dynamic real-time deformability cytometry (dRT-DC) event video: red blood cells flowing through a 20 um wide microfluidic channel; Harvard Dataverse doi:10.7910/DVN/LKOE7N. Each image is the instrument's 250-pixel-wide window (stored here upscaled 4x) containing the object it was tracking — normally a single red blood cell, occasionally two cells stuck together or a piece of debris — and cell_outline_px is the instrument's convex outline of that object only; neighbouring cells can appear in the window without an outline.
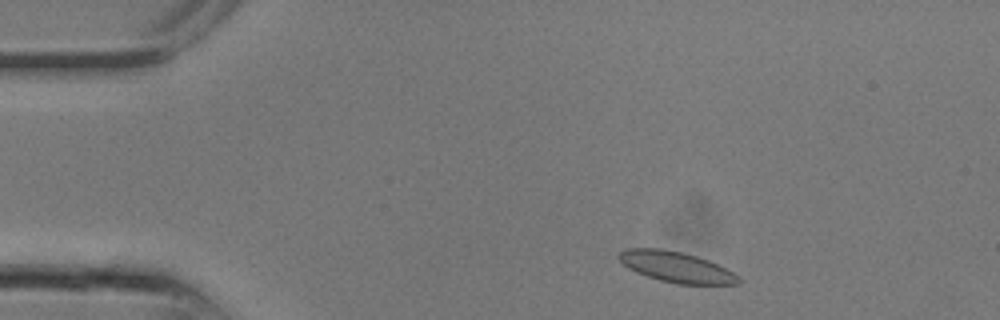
{"species": "common noctule bat (a hibernating species)", "species_latin": "Nyctalus noctula", "temperature_condition": "room temperature", "stored_images_in_passage": 11, "camera_frame_rate_fps": 3000, "um_per_image_px": 0.085, "animal": {"sex": "male", "body_mass_g": 13.3}, "frame": {"image": 1, "passage_image": 1, "time_ms": 0.0, "image_size_px": [1000, 320], "cell_outline_px": [[740, 284], [676, 284], [660, 280], [636, 272], [628, 268], [616, 256], [624, 248], [660, 248], [680, 252], [696, 256], [708, 260], [732, 272], [740, 280]], "centroid_in_image_um": [57.43, 22.69], "position_along_channel_um": 27.6, "area_um2": 21.1}}
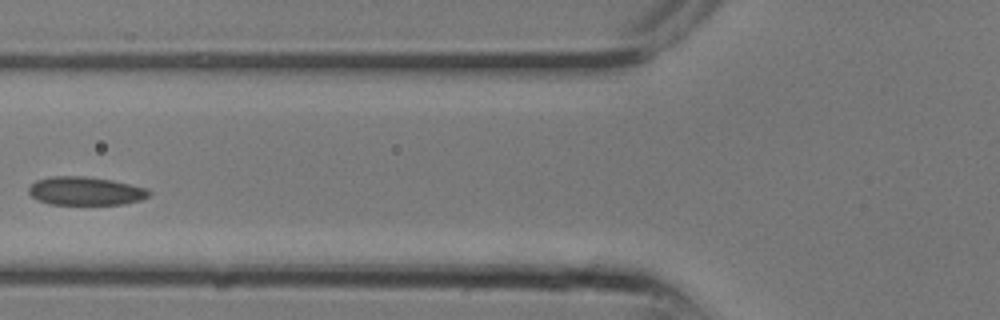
{"frame": {"image": 2, "passage_image": 7, "time_ms": 2.0, "image_size_px": [1000, 320], "cell_outline_px": [[152, 192], [148, 196], [140, 200], [124, 204], [48, 204], [36, 200], [28, 192], [28, 188], [36, 180], [52, 176], [84, 176], [112, 180], [148, 188]], "centroid_in_image_um": [7.26, 16.23], "position_along_channel_um": 118.5, "area_um2": 20.0}}
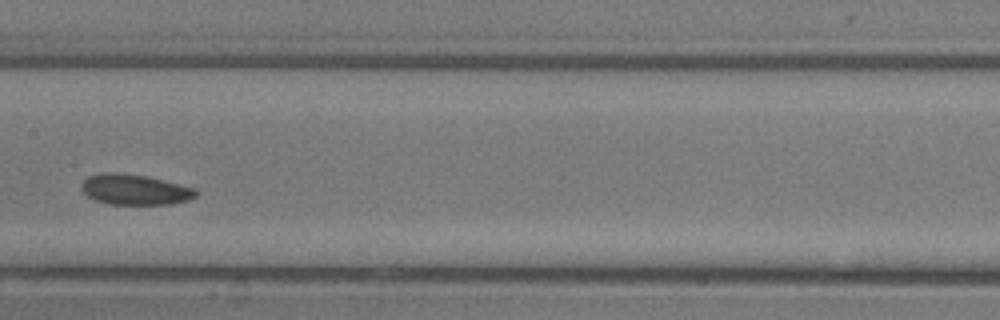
{"frame": {"image": 3, "passage_image": 10, "time_ms": 3.0, "image_size_px": [1000, 320], "cell_outline_px": [[200, 192], [196, 196], [188, 200], [172, 204], [108, 204], [96, 200], [88, 196], [80, 188], [80, 184], [88, 176], [104, 172], [116, 172], [144, 176], [196, 188]], "centroid_in_image_um": [11.46, 16.12], "position_along_channel_um": 195.9, "area_um2": 20.29}}